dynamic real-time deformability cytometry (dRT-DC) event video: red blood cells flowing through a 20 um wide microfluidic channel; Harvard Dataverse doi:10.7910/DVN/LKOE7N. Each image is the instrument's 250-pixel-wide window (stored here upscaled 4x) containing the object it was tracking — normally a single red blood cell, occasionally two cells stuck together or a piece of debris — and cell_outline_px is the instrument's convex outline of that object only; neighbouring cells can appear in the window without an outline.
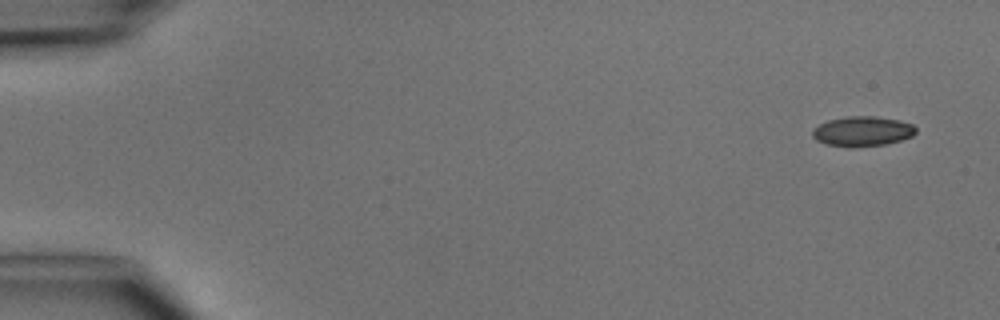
{"species": "common noctule bat (a hibernating species)", "species_latin": "Nyctalus noctula", "temperature_condition": "cold", "stored_images_in_passage": 7, "camera_frame_rate_fps": 3000, "um_per_image_px": 0.085, "animal": {"sex": "male", "body_mass_g": 15.6}, "frame": {"image": 1, "passage_image": 1, "time_ms": 0.0, "image_size_px": [1000, 320], "cell_outline_px": [[916, 132], [912, 136], [900, 140], [884, 144], [848, 148], [824, 144], [816, 140], [812, 136], [812, 128], [828, 120], [848, 116], [872, 116], [900, 120], [912, 124], [916, 128]], "centroid_in_image_um": [73.27, 11.17], "position_along_channel_um": 11.7, "area_um2": 18.15}}
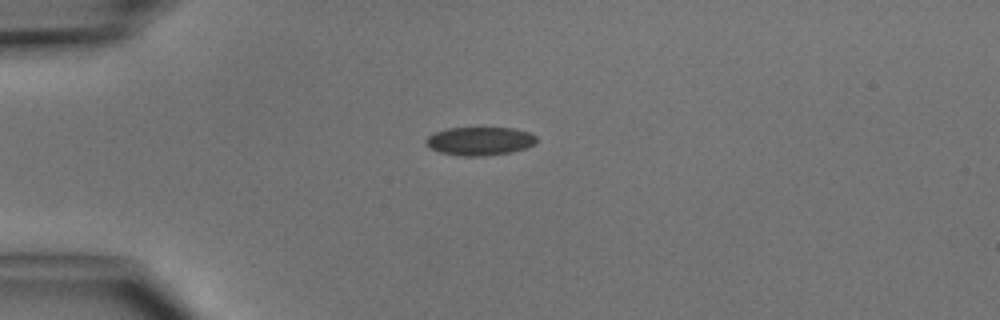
{"frame": {"image": 2, "passage_image": 4, "time_ms": 3.333, "image_size_px": [1000, 320], "cell_outline_px": [[536, 144], [528, 148], [512, 152], [484, 156], [464, 156], [440, 152], [432, 148], [424, 140], [432, 132], [448, 128], [516, 128], [528, 132], [536, 136]], "centroid_in_image_um": [40.82, 11.99], "position_along_channel_um": 44.2, "area_um2": 18.38}}
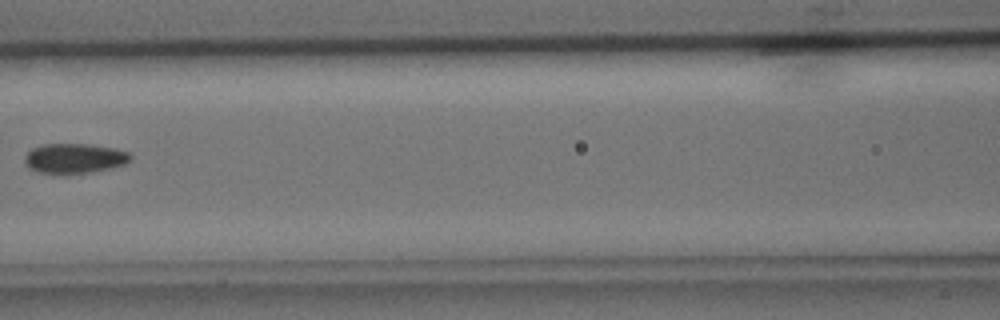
{"frame": {"image": 3, "passage_image": 7, "time_ms": 6.667, "image_size_px": [1000, 320], "cell_outline_px": [[132, 156], [124, 164], [112, 168], [92, 172], [64, 176], [36, 172], [28, 168], [24, 160], [24, 156], [32, 148], [44, 144], [88, 144], [116, 148], [128, 152]], "centroid_in_image_um": [6.28, 13.49], "position_along_channel_um": 160.3, "area_um2": 18.96}}